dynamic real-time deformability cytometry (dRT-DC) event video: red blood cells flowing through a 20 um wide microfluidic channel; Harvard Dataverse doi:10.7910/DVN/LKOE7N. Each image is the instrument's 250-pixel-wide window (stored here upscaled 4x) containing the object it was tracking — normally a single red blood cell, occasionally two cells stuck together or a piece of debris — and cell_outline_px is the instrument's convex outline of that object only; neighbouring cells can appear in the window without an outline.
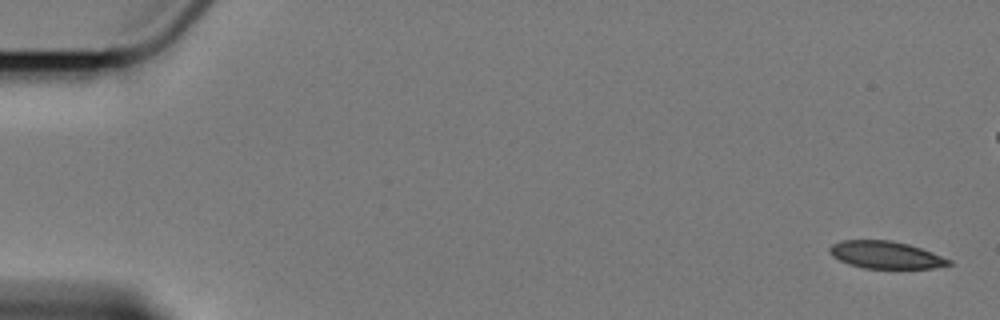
{"species": "Egyptian fruit bat (a non-hibernating species)", "species_latin": "Rousettus aegyptiacus", "temperature_condition": "cold", "stored_images_in_passage": 6, "camera_frame_rate_fps": 3000, "um_per_image_px": 0.085, "animal": {"sex": "female"}, "frame": {"image": 1, "passage_image": 1, "time_ms": 0.0, "image_size_px": [1000, 320], "cell_outline_px": [[952, 264], [932, 268], [864, 268], [848, 264], [832, 256], [828, 252], [828, 248], [832, 244], [840, 240], [892, 240], [908, 244], [932, 252], [952, 260]], "centroid_in_image_um": [75.26, 21.66], "position_along_channel_um": 9.7, "area_um2": 19.02}}
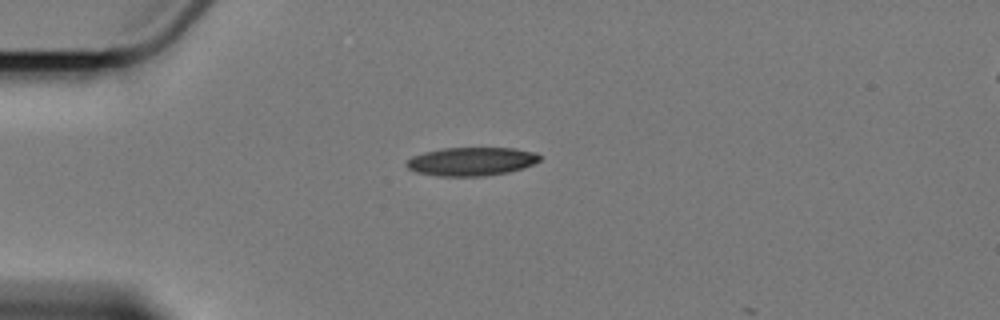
{"frame": {"image": 2, "passage_image": 6, "time_ms": 7.333, "image_size_px": [1000, 320], "cell_outline_px": [[540, 160], [524, 168], [508, 172], [484, 176], [440, 176], [416, 172], [408, 168], [404, 164], [412, 156], [424, 152], [444, 148], [512, 148], [536, 152], [540, 156]], "centroid_in_image_um": [40.06, 13.72], "position_along_channel_um": 44.9, "area_um2": 22.08}}